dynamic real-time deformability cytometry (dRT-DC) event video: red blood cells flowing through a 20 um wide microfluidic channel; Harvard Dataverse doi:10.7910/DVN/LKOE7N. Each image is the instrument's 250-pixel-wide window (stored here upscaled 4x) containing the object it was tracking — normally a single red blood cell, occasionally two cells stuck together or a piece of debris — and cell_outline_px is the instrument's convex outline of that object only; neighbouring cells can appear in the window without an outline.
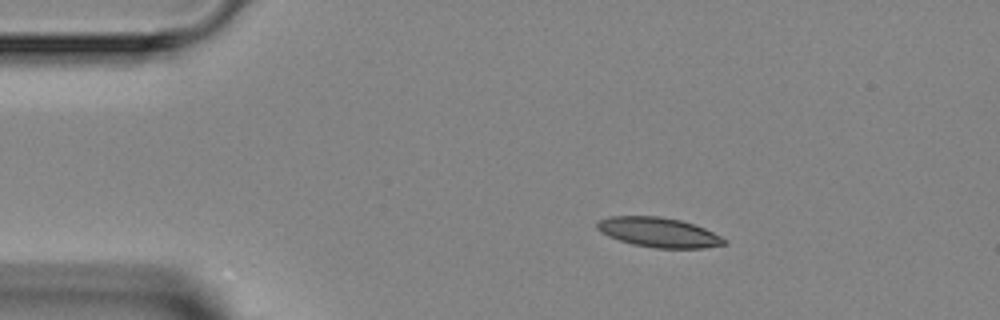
{"species": "Egyptian fruit bat (a non-hibernating species)", "species_latin": "Rousettus aegyptiacus", "temperature_condition": "room temperature", "stored_images_in_passage": 5, "camera_frame_rate_fps": 3000, "um_per_image_px": 0.085, "animal": {"sex": "female"}, "frame": {"image": 1, "passage_image": 2, "time_ms": 1.0, "image_size_px": [1000, 320], "cell_outline_px": [[728, 244], [704, 248], [656, 248], [632, 244], [608, 236], [600, 232], [596, 228], [596, 220], [608, 216], [660, 216], [680, 220], [704, 228], [728, 240]], "centroid_in_image_um": [55.96, 19.75], "position_along_channel_um": 29.0, "area_um2": 22.14}}
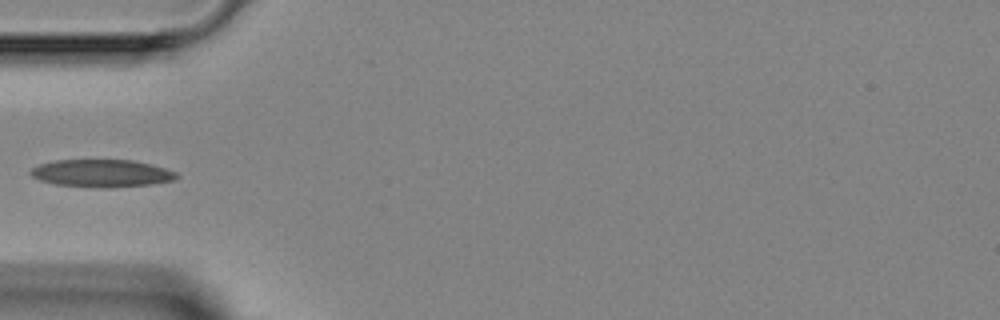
{"frame": {"image": 2, "passage_image": 4, "time_ms": 3.333, "image_size_px": [1000, 320], "cell_outline_px": [[180, 176], [176, 180], [152, 184], [112, 188], [108, 188], [56, 184], [40, 180], [32, 176], [28, 172], [32, 168], [40, 164], [56, 160], [132, 160], [152, 164], [176, 172]], "centroid_in_image_um": [8.69, 14.73], "position_along_channel_um": 76.3, "area_um2": 23.47}}
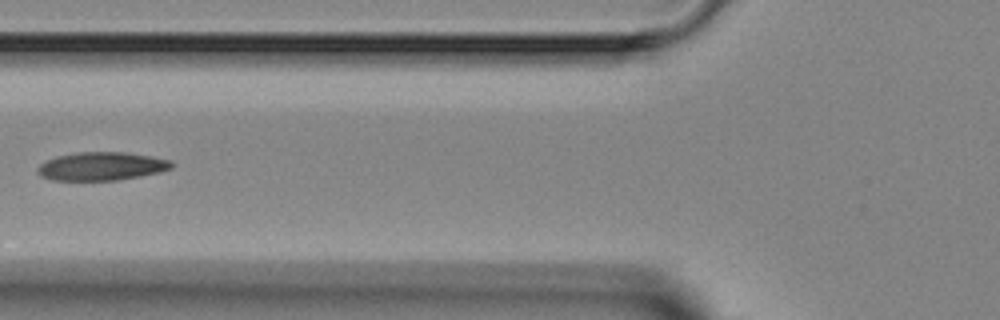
{"frame": {"image": 3, "passage_image": 5, "time_ms": 4.333, "image_size_px": [1000, 320], "cell_outline_px": [[172, 168], [160, 172], [140, 176], [116, 180], [52, 180], [40, 176], [36, 172], [36, 168], [40, 164], [56, 156], [76, 152], [128, 152], [152, 156], [172, 160]], "centroid_in_image_um": [8.63, 14.12], "position_along_channel_um": 117.2, "area_um2": 22.25}}